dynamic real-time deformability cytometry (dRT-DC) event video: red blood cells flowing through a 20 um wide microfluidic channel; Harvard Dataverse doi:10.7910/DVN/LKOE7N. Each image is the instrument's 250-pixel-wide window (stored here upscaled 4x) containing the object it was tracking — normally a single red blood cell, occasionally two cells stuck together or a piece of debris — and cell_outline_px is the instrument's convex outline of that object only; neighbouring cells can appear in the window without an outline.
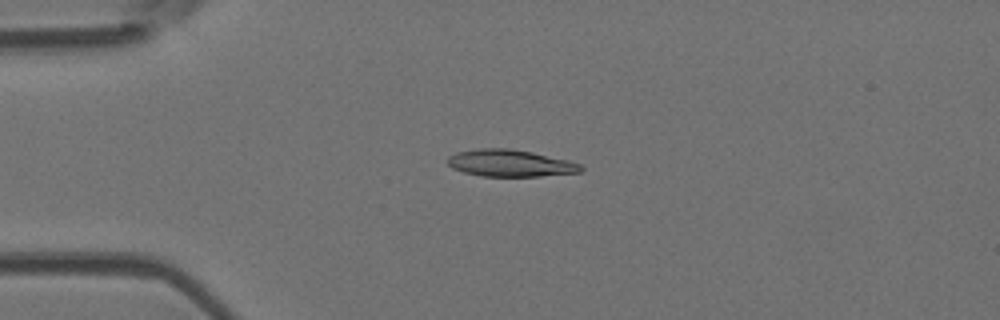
{"species": "Egyptian fruit bat (a non-hibernating species)", "species_latin": "Rousettus aegyptiacus", "temperature_condition": "room temperature", "stored_images_in_passage": 51, "camera_frame_rate_fps": 3000, "um_per_image_px": 0.085, "animal": {"sex": "female"}, "frame": {"image": 1, "passage_image": 12, "time_ms": 3.667, "image_size_px": [1000, 320], "cell_outline_px": [[584, 168], [580, 172], [540, 176], [480, 176], [464, 172], [452, 168], [448, 164], [448, 156], [456, 152], [476, 148], [508, 148], [532, 152], [568, 160], [580, 164]], "centroid_in_image_um": [43.34, 13.86], "position_along_channel_um": 41.7, "area_um2": 20.92}}
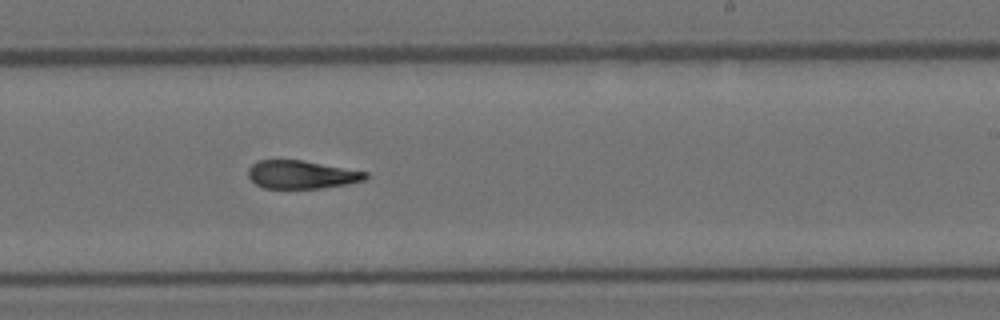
{"frame": {"image": 2, "passage_image": 31, "time_ms": 10.0, "image_size_px": [1000, 320], "cell_outline_px": [[368, 176], [364, 180], [348, 184], [324, 188], [264, 188], [256, 184], [248, 176], [248, 168], [252, 164], [260, 160], [300, 160], [368, 172]], "centroid_in_image_um": [25.63, 14.84], "position_along_channel_um": 263.4, "area_um2": 19.13}}
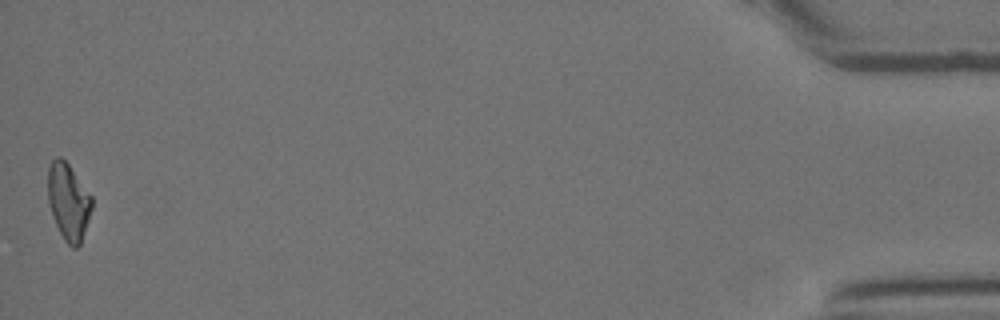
{"frame": {"image": 3, "passage_image": 51, "time_ms": 16.667, "image_size_px": [1000, 320], "cell_outline_px": [[92, 208], [80, 244], [76, 248], [72, 248], [64, 240], [52, 216], [48, 204], [48, 168], [52, 160], [56, 156], [60, 156], [68, 164], [92, 196]], "centroid_in_image_um": [5.8, 17.13], "position_along_channel_um": 429.4, "area_um2": 19.54}, "authors_computed_cell_mechanics": {"area_um2": 20.5768, "velocity_mm_per_s": 3.8952, "shape_relaxation_time_tau1_ms": 8.45, "shape_relaxation_time_tau2_ms": 8.7484, "deformation_change_tau1": 0.2389, "deformation_change_tau2": 0.1746}}